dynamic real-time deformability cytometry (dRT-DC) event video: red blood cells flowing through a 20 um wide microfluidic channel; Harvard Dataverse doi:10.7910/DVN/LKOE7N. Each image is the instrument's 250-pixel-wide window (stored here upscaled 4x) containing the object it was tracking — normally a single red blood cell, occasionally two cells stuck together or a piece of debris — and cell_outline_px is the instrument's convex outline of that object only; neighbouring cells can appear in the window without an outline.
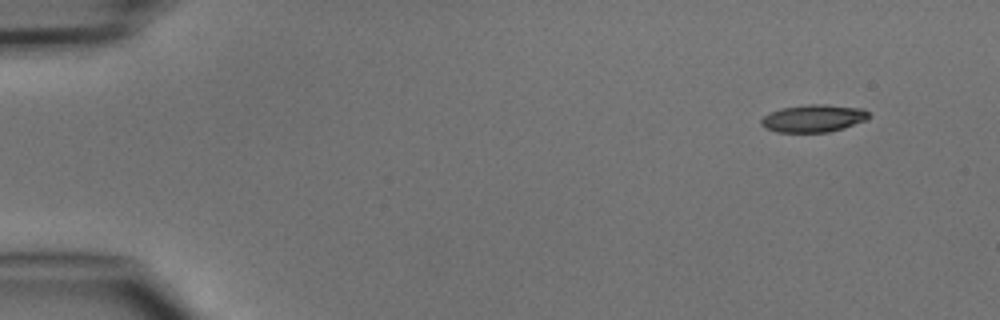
{"species": "common noctule bat (a hibernating species)", "species_latin": "Nyctalus noctula", "temperature_condition": "cold", "stored_images_in_passage": 5, "camera_frame_rate_fps": 3000, "um_per_image_px": 0.085, "animal": {"sex": "male", "body_mass_g": 15.6}, "frame": {"image": 1, "passage_image": 1, "time_ms": 0.0, "image_size_px": [1000, 320], "cell_outline_px": [[868, 120], [828, 132], [776, 132], [764, 128], [760, 124], [760, 120], [764, 116], [780, 108], [808, 104], [824, 104], [864, 108], [868, 112]], "centroid_in_image_um": [69.13, 10.05], "position_along_channel_um": 15.9, "area_um2": 17.28}}
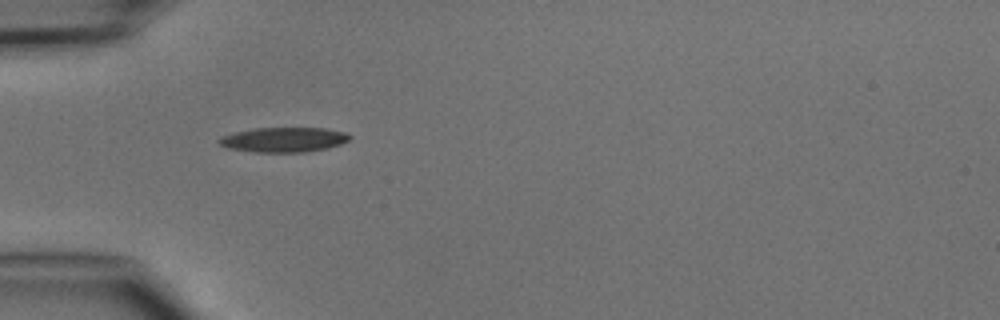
{"frame": {"image": 2, "passage_image": 4, "time_ms": 3.667, "image_size_px": [1000, 320], "cell_outline_px": [[352, 136], [348, 140], [340, 144], [328, 148], [304, 152], [252, 152], [228, 148], [220, 144], [216, 140], [220, 136], [252, 128], [324, 128], [344, 132]], "centroid_in_image_um": [24.08, 11.87], "position_along_channel_um": 60.9, "area_um2": 18.9}}